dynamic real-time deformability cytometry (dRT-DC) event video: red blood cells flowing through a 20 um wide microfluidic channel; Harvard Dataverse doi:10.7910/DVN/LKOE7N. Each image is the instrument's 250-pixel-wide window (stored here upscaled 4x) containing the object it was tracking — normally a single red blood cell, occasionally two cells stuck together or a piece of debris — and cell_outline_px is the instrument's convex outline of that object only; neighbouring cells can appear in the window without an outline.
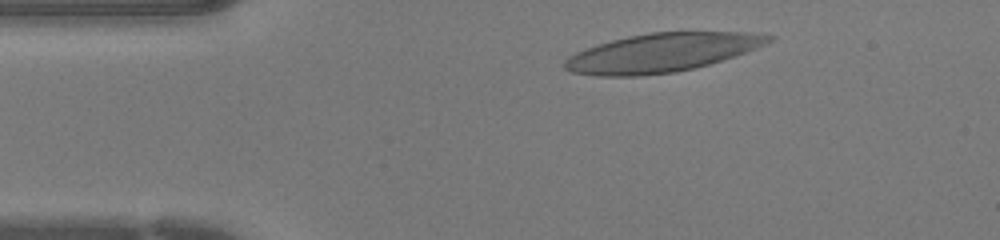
{"species": "human", "species_latin": "Homo sapiens", "temperature_condition": "warm", "stored_images_in_passage": 41, "camera_frame_rate_fps": 3000, "um_per_image_px": 0.085, "donor": {"sex": "female"}, "frame": {"image": 1, "passage_image": 4, "time_ms": 1.0, "image_size_px": [1000, 240], "cell_outline_px": [[776, 40], [768, 44], [708, 64], [676, 72], [636, 76], [596, 76], [572, 72], [564, 68], [564, 60], [568, 56], [584, 48], [596, 44], [628, 36], [648, 32], [760, 32], [776, 36]], "centroid_in_image_um": [56.26, 4.46], "position_along_channel_um": 28.7, "area_um2": 46.12}}
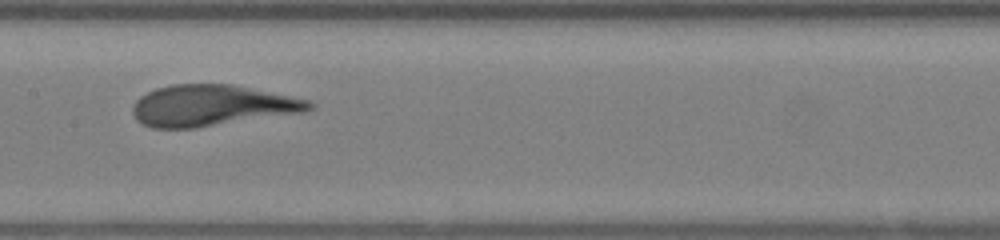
{"frame": {"image": 2, "passage_image": 18, "time_ms": 5.667, "image_size_px": [1000, 240], "cell_outline_px": [[316, 108], [304, 112], [196, 128], [152, 128], [136, 120], [132, 112], [132, 108], [136, 100], [140, 96], [156, 88], [172, 84], [232, 84], [308, 100], [316, 104]], "centroid_in_image_um": [18.0, 8.97], "position_along_channel_um": 189.4, "area_um2": 42.31}}
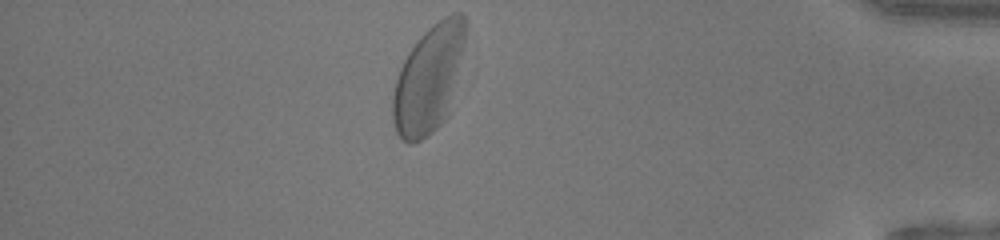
{"frame": {"image": 3, "passage_image": 35, "time_ms": 11.333, "image_size_px": [1000, 240], "cell_outline_px": [[464, 40], [448, 116], [428, 136], [412, 144], [408, 144], [400, 140], [396, 132], [392, 120], [392, 96], [396, 80], [400, 68], [408, 52], [420, 36], [432, 24], [444, 16], [452, 12], [460, 12], [464, 16]], "centroid_in_image_um": [36.39, 6.76], "position_along_channel_um": 398.8, "area_um2": 45.14}}